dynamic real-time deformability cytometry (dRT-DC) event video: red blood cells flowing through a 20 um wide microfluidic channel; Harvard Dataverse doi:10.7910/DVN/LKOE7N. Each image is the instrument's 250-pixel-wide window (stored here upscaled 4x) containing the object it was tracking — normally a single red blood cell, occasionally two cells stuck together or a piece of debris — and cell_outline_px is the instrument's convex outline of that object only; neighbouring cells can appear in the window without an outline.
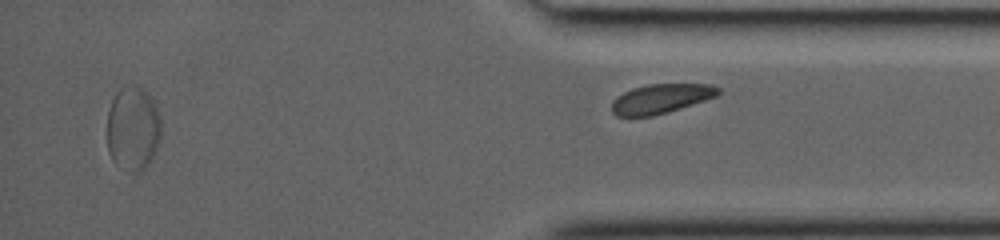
{"species": "common noctule bat (a hibernating species)", "species_latin": "Nyctalus noctula", "temperature_condition": "room temperature", "stored_images_in_passage": 37, "segment_of_instrument_passage": [2, 2], "camera_frame_rate_fps": 3000, "um_per_image_px": 0.085, "animal": {"sex": "female", "body_mass_g": 19.0, "forearm_length_mm": 53.3}, "frame": {"image": 1, "passage_image": 37, "time_ms": 12.0, "image_size_px": [1000, 240], "cell_outline_px": [[720, 92], [716, 96], [668, 112], [652, 116], [616, 116], [612, 112], [612, 100], [616, 96], [632, 88], [648, 84], [712, 84], [720, 88]], "centroid_in_image_um": [56.15, 8.38], "position_along_channel_um": 379.0, "area_um2": 18.21}}